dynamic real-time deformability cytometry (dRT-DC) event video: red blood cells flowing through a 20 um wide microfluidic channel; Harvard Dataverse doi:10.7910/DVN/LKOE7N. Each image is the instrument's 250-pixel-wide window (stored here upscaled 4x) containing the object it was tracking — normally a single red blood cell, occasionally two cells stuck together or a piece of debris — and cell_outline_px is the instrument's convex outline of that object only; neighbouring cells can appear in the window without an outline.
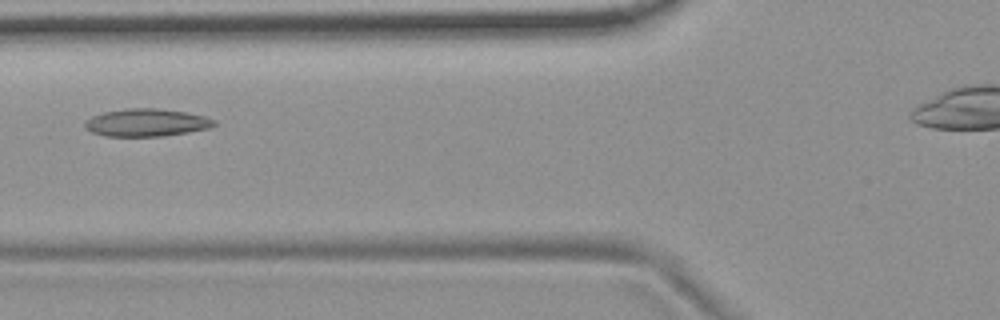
{"species": "common noctule bat (a hibernating species)", "species_latin": "Nyctalus noctula", "temperature_condition": "room temperature", "stored_images_in_passage": 8, "camera_frame_rate_fps": 3000, "um_per_image_px": 0.085, "animal": {"sex": "female", "body_mass_g": 19.9}, "frame": {"image": 1, "passage_image": 3, "time_ms": 0.667, "image_size_px": [1000, 320], "cell_outline_px": [[216, 124], [208, 128], [188, 132], [164, 136], [104, 136], [92, 132], [84, 128], [84, 120], [92, 116], [104, 112], [128, 108], [156, 108], [184, 112], [204, 116], [216, 120]], "centroid_in_image_um": [12.41, 10.42], "position_along_channel_um": 113.4, "area_um2": 20.81}}
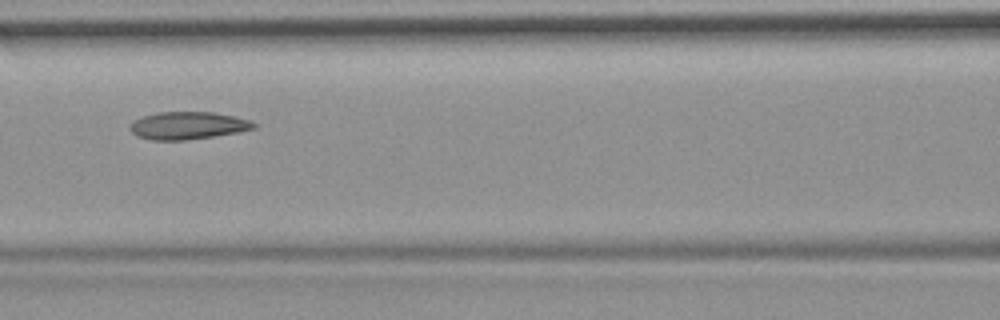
{"frame": {"image": 2, "passage_image": 4, "time_ms": 1.0, "image_size_px": [1000, 320], "cell_outline_px": [[256, 128], [236, 132], [212, 136], [184, 140], [152, 140], [136, 136], [128, 128], [136, 120], [144, 116], [156, 112], [212, 112], [236, 116], [248, 120], [256, 124]], "centroid_in_image_um": [15.96, 10.67], "position_along_channel_um": 150.6, "area_um2": 19.65}}
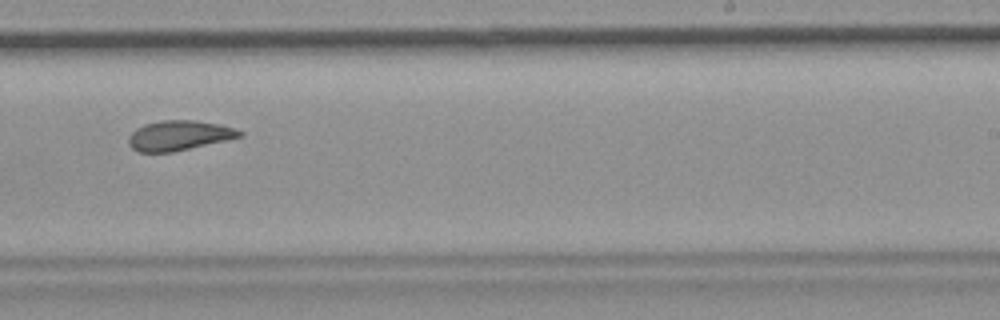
{"frame": {"image": 3, "passage_image": 7, "time_ms": 2.0, "image_size_px": [1000, 320], "cell_outline_px": [[244, 136], [172, 152], [140, 152], [132, 148], [128, 144], [128, 136], [136, 128], [144, 124], [160, 120], [196, 120], [220, 124], [236, 128], [244, 132]], "centroid_in_image_um": [15.23, 11.5], "position_along_channel_um": 273.8, "area_um2": 19.48}}